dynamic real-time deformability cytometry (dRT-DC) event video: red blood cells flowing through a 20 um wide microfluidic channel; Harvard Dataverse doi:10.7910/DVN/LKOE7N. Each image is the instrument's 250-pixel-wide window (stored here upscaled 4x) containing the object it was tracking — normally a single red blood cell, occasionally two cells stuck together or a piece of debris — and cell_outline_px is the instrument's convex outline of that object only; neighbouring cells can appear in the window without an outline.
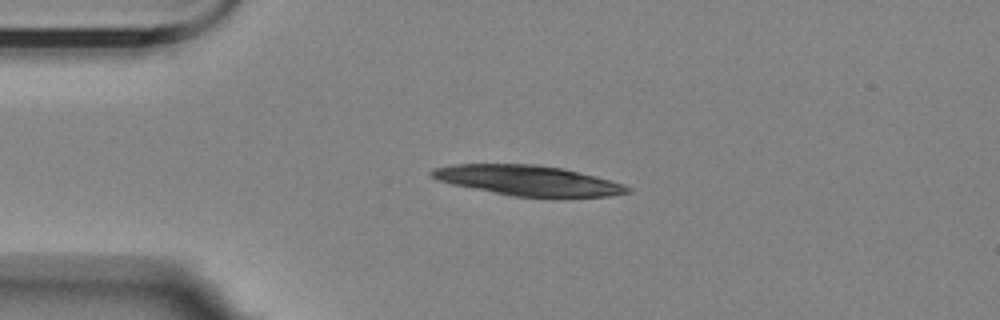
{"species": "Egyptian fruit bat (a non-hibernating species)", "species_latin": "Rousettus aegyptiacus", "temperature_condition": "room temperature", "stored_images_in_passage": 2, "camera_frame_rate_fps": 3000, "um_per_image_px": 0.085, "animal": {"sex": "female"}, "frame": {"image": 1, "passage_image": 1, "time_ms": 0.0, "image_size_px": [1000, 320], "cell_outline_px": [[632, 192], [608, 196], [552, 200], [512, 196], [452, 184], [440, 180], [432, 176], [432, 168], [456, 164], [536, 164], [564, 168], [596, 176], [624, 184], [632, 188]], "centroid_in_image_um": [45.01, 15.38], "position_along_channel_um": 40.0, "area_um2": 35.32}}